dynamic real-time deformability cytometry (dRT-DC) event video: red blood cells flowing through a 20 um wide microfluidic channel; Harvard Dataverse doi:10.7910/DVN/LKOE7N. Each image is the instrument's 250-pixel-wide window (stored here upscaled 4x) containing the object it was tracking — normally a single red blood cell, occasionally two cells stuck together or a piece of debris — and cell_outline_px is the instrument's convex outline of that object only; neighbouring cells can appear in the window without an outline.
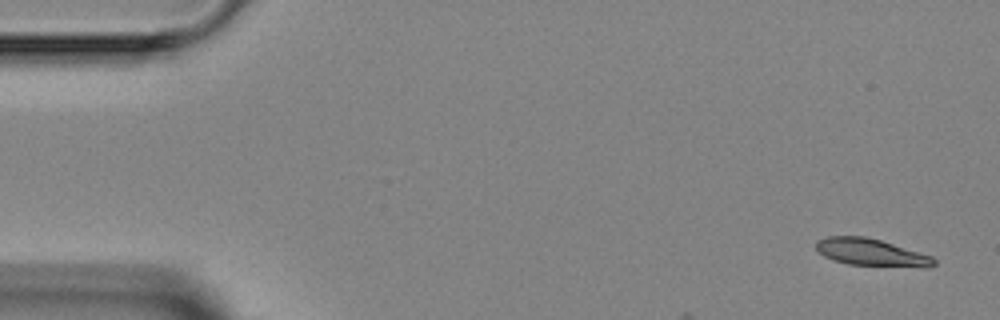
{"species": "Egyptian fruit bat (a non-hibernating species)", "species_latin": "Rousettus aegyptiacus", "temperature_condition": "room temperature", "stored_images_in_passage": 3, "camera_frame_rate_fps": 3000, "um_per_image_px": 0.085, "animal": {"sex": "female"}, "frame": {"image": 1, "passage_image": 1, "time_ms": 0.0, "image_size_px": [1000, 320], "cell_outline_px": [[936, 264], [928, 268], [924, 268], [848, 264], [832, 260], [824, 256], [816, 248], [816, 240], [828, 236], [864, 236], [880, 240], [932, 256], [936, 260]], "centroid_in_image_um": [74.07, 21.46], "position_along_channel_um": 10.9, "area_um2": 18.79}}